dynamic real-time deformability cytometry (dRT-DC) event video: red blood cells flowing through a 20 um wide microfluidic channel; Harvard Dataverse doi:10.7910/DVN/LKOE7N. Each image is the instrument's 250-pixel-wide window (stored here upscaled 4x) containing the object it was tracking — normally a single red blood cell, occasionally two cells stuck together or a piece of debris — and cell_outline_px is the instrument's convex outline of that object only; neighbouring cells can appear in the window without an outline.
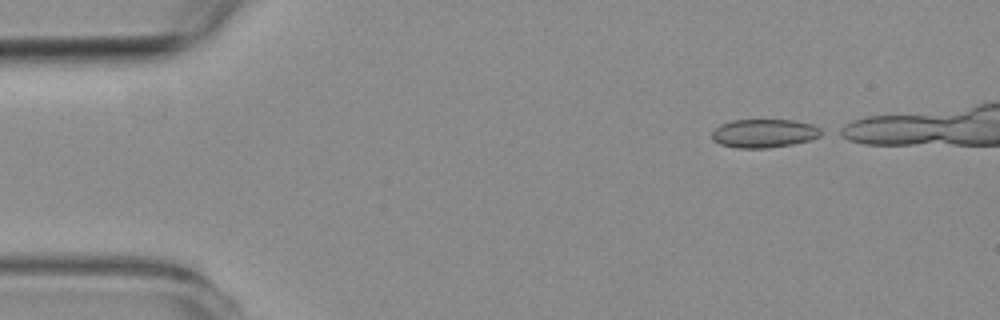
{"species": "common noctule bat (a hibernating species)", "species_latin": "Nyctalus noctula", "temperature_condition": "room temperature", "stored_images_in_passage": 22, "camera_frame_rate_fps": 3000, "um_per_image_px": 0.085, "animal": {"sex": "female", "body_mass_g": 19.3, "forearm_length_mm": 54.1}, "frame": {"image": 1, "passage_image": 1, "time_ms": 0.0, "image_size_px": [1000, 320], "cell_outline_px": [[828, 132], [820, 136], [808, 140], [792, 144], [768, 148], [736, 148], [720, 144], [712, 140], [712, 132], [720, 124], [732, 120], [792, 120], [812, 124]], "centroid_in_image_um": [64.97, 11.33], "position_along_channel_um": 20.0, "area_um2": 18.32}}
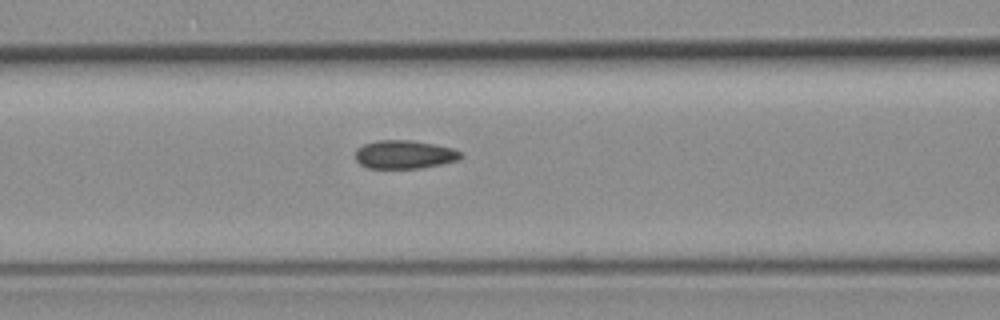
{"frame": {"image": 2, "passage_image": 17, "time_ms": 5.333, "image_size_px": [1000, 320], "cell_outline_px": [[464, 156], [460, 160], [420, 168], [368, 168], [360, 164], [356, 160], [356, 148], [364, 144], [376, 140], [412, 140], [436, 144], [452, 148], [460, 152]], "centroid_in_image_um": [34.38, 13.12], "position_along_channel_um": 132.2, "area_um2": 17.57}}
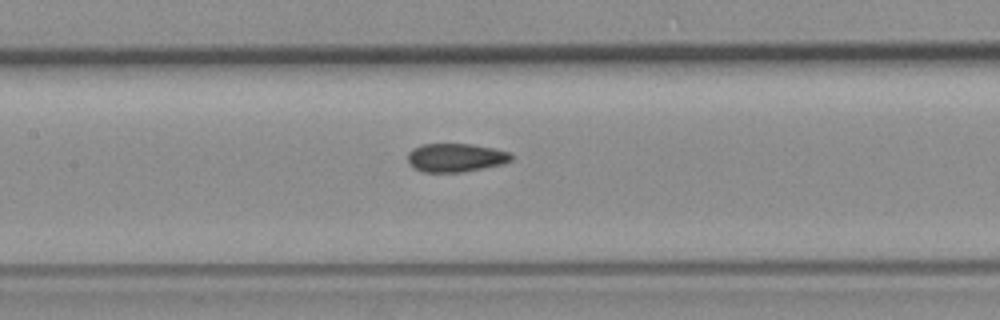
{"frame": {"image": 3, "passage_image": 20, "time_ms": 6.333, "image_size_px": [1000, 320], "cell_outline_px": [[512, 160], [504, 164], [460, 172], [424, 172], [416, 168], [408, 160], [408, 152], [412, 148], [420, 144], [472, 144], [492, 148], [508, 152], [512, 156]], "centroid_in_image_um": [38.73, 13.39], "position_along_channel_um": 168.7, "area_um2": 17.05}}